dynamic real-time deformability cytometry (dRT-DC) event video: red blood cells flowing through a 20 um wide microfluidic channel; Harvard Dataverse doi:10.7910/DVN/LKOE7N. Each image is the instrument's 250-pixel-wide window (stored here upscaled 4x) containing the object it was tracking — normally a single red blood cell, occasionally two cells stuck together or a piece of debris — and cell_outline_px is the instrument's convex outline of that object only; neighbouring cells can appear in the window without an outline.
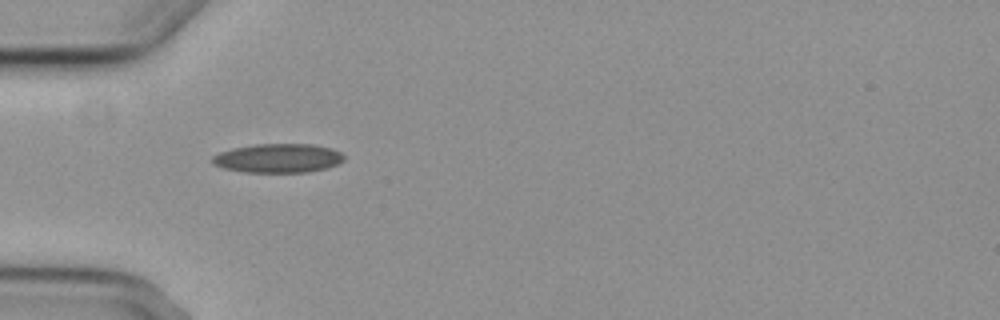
{"species": "common noctule bat (a hibernating species)", "species_latin": "Nyctalus noctula", "temperature_condition": "cold", "stored_images_in_passage": 2, "camera_frame_rate_fps": 3000, "um_per_image_px": 0.085, "animal": {"sex": "female", "body_mass_g": 29.2, "forearm_length_mm": 56.3}, "frame": {"image": 1, "passage_image": 1, "time_ms": 0.0, "image_size_px": [1000, 320], "cell_outline_px": [[344, 160], [336, 164], [324, 168], [308, 172], [244, 172], [224, 168], [212, 164], [212, 156], [220, 152], [232, 148], [256, 144], [312, 144], [332, 148], [340, 152], [344, 156]], "centroid_in_image_um": [23.62, 13.44], "position_along_channel_um": 61.4, "area_um2": 22.2}}
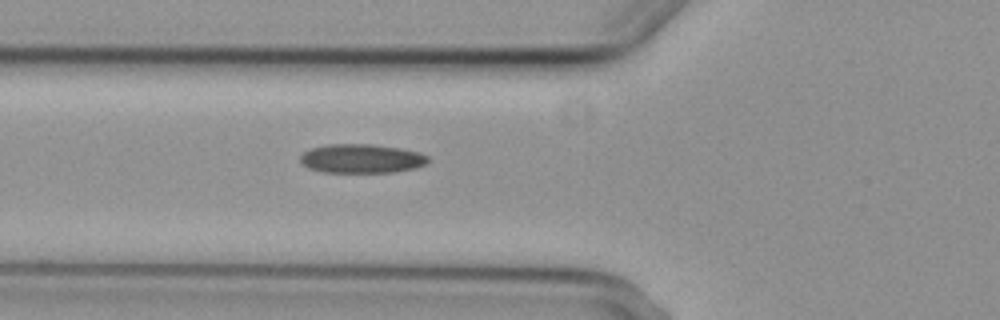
{"frame": {"image": 2, "passage_image": 2, "time_ms": 1.0, "image_size_px": [1000, 320], "cell_outline_px": [[428, 160], [424, 164], [416, 168], [392, 172], [320, 172], [308, 168], [300, 160], [300, 156], [304, 152], [312, 148], [328, 144], [372, 144], [400, 148], [420, 152], [428, 156]], "centroid_in_image_um": [30.73, 13.48], "position_along_channel_um": 95.1, "area_um2": 21.56}}